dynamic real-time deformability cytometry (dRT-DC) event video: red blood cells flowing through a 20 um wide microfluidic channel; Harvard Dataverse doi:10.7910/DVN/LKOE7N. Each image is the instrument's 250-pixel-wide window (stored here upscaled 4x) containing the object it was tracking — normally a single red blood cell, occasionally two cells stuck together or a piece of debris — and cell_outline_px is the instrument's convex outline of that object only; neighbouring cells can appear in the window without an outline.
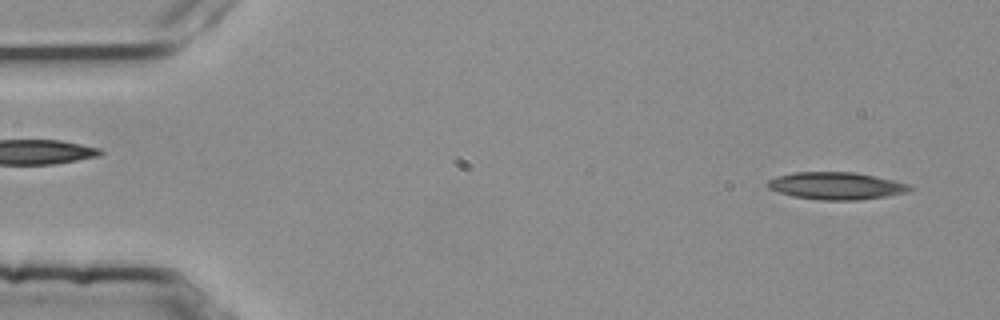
{"species": "common noctule bat (a hibernating species)", "species_latin": "Nyctalus noctula", "temperature_condition": "room temperature", "stored_images_in_passage": 53, "camera_frame_rate_fps": 3000, "um_per_image_px": 0.085, "animal": {"sex": "female", "body_mass_g": 25.1}, "frame": {"image": 1, "passage_image": 3, "time_ms": 0.667, "image_size_px": [1000, 320], "cell_outline_px": [[912, 188], [908, 192], [860, 200], [820, 200], [792, 196], [768, 188], [764, 184], [768, 180], [776, 176], [796, 172], [856, 172], [876, 176], [908, 184]], "centroid_in_image_um": [71.04, 15.79], "position_along_channel_um": 14.0, "area_um2": 22.6}}
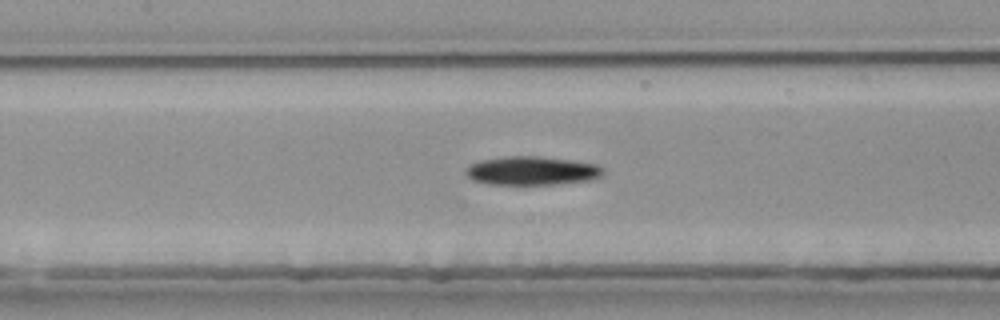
{"frame": {"image": 2, "passage_image": 24, "time_ms": 7.667, "image_size_px": [1000, 320], "cell_outline_px": [[604, 172], [600, 176], [588, 180], [552, 184], [488, 184], [472, 180], [468, 176], [468, 168], [472, 164], [480, 160], [504, 156], [536, 156], [572, 160], [596, 164], [604, 168]], "centroid_in_image_um": [45.22, 14.5], "position_along_channel_um": 162.2, "area_um2": 22.66}}
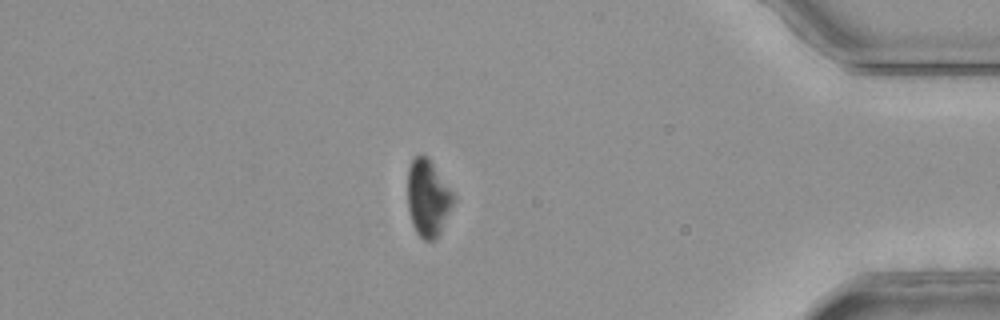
{"frame": {"image": 3, "passage_image": 46, "time_ms": 15.0, "image_size_px": [1000, 320], "cell_outline_px": [[456, 196], [436, 236], [432, 240], [424, 240], [416, 232], [412, 224], [408, 208], [408, 168], [412, 160], [416, 156], [424, 156], [432, 164]], "centroid_in_image_um": [36.34, 16.83], "position_along_channel_um": 398.9, "area_um2": 19.65}, "authors_computed_cell_mechanics": {"area_um2": 22.542, "velocity_mm_per_s": 3.7818, "shape_relaxation_time_tau1_ms": 7.5968, "shape_relaxation_time_tau2_ms": null, "deformation_change_tau1": 0.1678, "deformation_change_tau2": null}}